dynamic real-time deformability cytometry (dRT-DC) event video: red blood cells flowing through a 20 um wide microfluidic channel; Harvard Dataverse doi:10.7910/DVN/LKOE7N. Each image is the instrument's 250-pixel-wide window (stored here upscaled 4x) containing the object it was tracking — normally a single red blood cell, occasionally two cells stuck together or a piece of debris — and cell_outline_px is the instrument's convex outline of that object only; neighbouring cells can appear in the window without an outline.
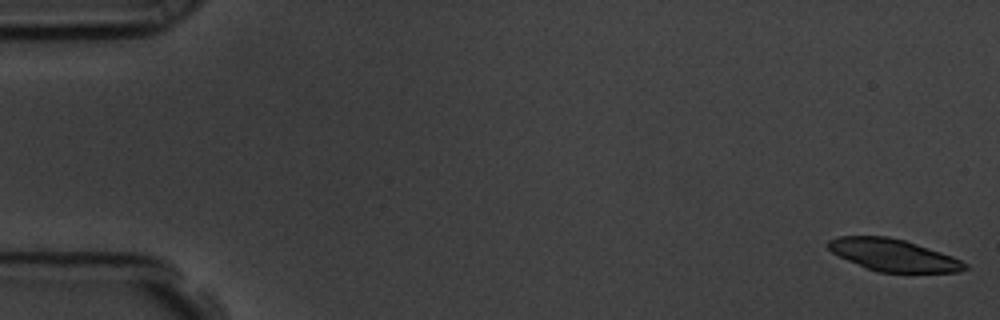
{"species": "common noctule bat (a hibernating species)", "species_latin": "Nyctalus noctula", "temperature_condition": "room temperature", "stored_images_in_passage": 57, "camera_frame_rate_fps": 3000, "um_per_image_px": 0.085, "animal": {"sex": "male", "body_mass_g": 19.5, "forearm_length_mm": 54.6}, "frame": {"image": 1, "passage_image": 1, "time_ms": 0.0, "image_size_px": [1000, 320], "cell_outline_px": [[968, 268], [960, 272], [880, 272], [868, 268], [848, 260], [832, 252], [828, 248], [828, 240], [840, 236], [888, 236], [904, 240], [952, 256], [968, 264]], "centroid_in_image_um": [75.95, 21.68], "position_along_channel_um": 9.0, "area_um2": 25.14}}
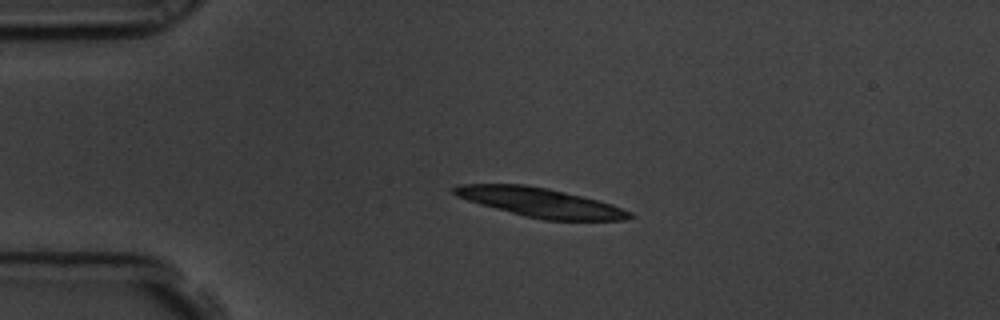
{"frame": {"image": 2, "passage_image": 13, "time_ms": 4.0, "image_size_px": [1000, 320], "cell_outline_px": [[632, 216], [624, 220], [544, 220], [524, 216], [480, 204], [456, 196], [452, 192], [452, 188], [460, 184], [524, 184], [548, 188], [612, 204], [632, 212]], "centroid_in_image_um": [45.9, 17.21], "position_along_channel_um": 39.1, "area_um2": 29.54}}